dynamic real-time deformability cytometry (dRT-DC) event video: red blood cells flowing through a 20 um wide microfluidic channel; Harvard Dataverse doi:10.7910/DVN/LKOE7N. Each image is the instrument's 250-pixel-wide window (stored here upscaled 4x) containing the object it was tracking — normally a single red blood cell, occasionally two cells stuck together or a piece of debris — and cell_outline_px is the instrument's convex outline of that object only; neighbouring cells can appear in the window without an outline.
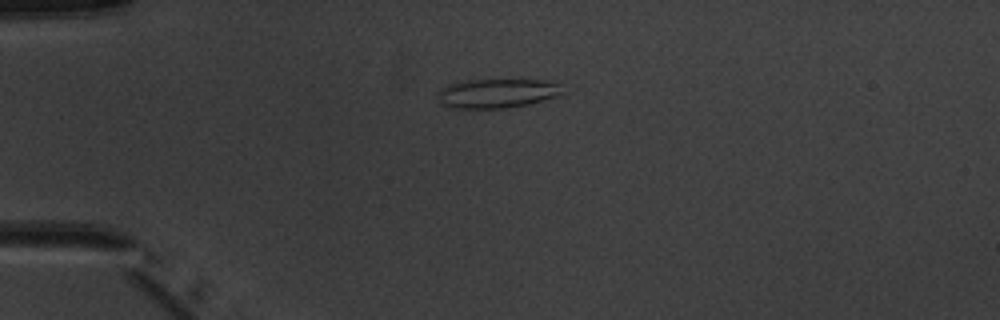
{"species": "common noctule bat (a hibernating species)", "species_latin": "Nyctalus noctula", "temperature_condition": "warm", "stored_images_in_passage": 2, "camera_frame_rate_fps": 3000, "um_per_image_px": 0.085, "animal": {"sex": "male", "body_mass_g": 20.1, "forearm_length_mm": 53.5}, "frame": {"image": 1, "passage_image": 1, "time_ms": 0.0, "image_size_px": [1000, 320], "cell_outline_px": [[564, 92], [560, 96], [528, 104], [504, 108], [448, 108], [440, 104], [436, 92], [440, 88], [448, 84], [472, 80], [548, 80], [560, 84]], "centroid_in_image_um": [42.24, 7.94], "position_along_channel_um": 42.8, "area_um2": 21.5}}